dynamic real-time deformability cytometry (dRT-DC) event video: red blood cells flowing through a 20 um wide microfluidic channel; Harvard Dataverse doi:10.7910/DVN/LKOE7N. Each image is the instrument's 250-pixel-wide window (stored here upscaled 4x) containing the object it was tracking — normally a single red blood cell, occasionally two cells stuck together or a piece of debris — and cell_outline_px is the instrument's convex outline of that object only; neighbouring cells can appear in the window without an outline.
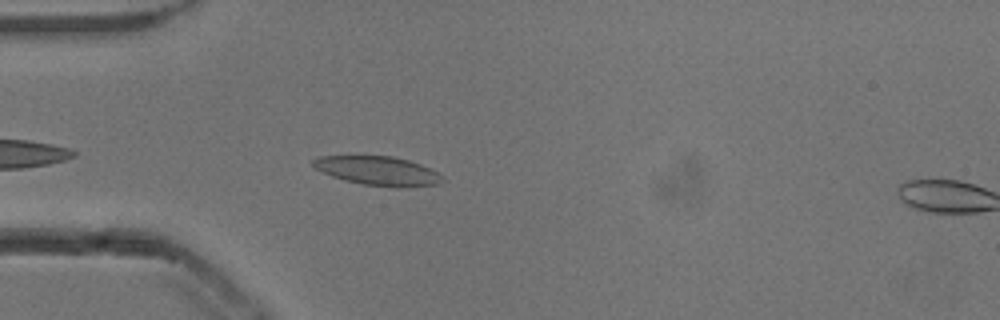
{"species": "common noctule bat (a hibernating species)", "species_latin": "Nyctalus noctula", "temperature_condition": "cold", "stored_images_in_passage": 34, "camera_frame_rate_fps": 3000, "um_per_image_px": 0.085, "animal": {"sex": "male", "body_mass_g": 13.3}, "frame": {"image": 1, "passage_image": 4, "time_ms": 1.0, "image_size_px": [1000, 320], "cell_outline_px": [[444, 180], [436, 184], [404, 188], [396, 188], [364, 184], [344, 180], [332, 176], [316, 168], [312, 164], [312, 160], [320, 156], [392, 156], [408, 160], [420, 164], [436, 172]], "centroid_in_image_um": [32.12, 14.52], "position_along_channel_um": 52.9, "area_um2": 21.62}}
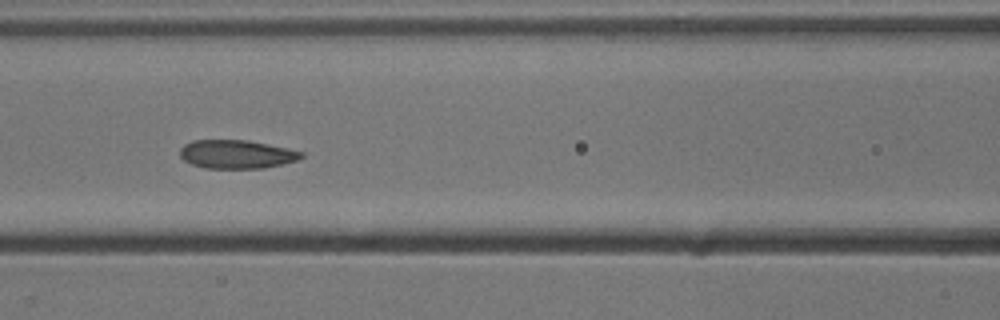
{"frame": {"image": 2, "passage_image": 12, "time_ms": 3.667, "image_size_px": [1000, 320], "cell_outline_px": [[304, 156], [296, 160], [264, 168], [204, 168], [192, 164], [184, 160], [180, 156], [180, 148], [184, 144], [192, 140], [248, 140], [288, 148], [304, 152]], "centroid_in_image_um": [20.09, 13.1], "position_along_channel_um": 146.5, "area_um2": 20.17}}
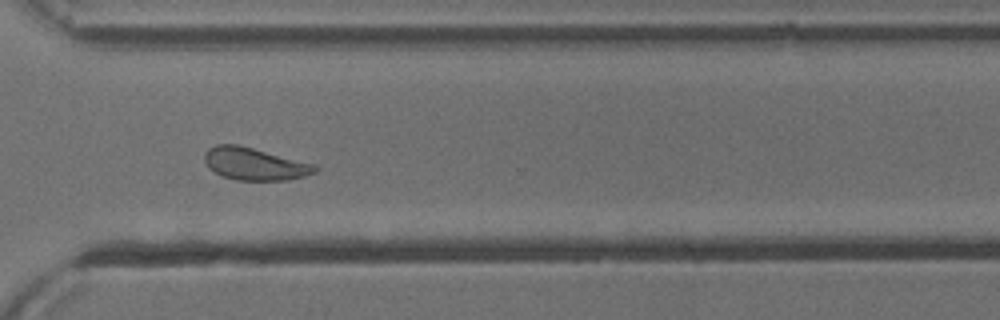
{"frame": {"image": 3, "passage_image": 28, "time_ms": 9.0, "image_size_px": [1000, 320], "cell_outline_px": [[320, 168], [316, 172], [304, 176], [288, 180], [236, 180], [224, 176], [208, 168], [204, 160], [204, 152], [208, 148], [216, 144], [236, 144], [316, 164]], "centroid_in_image_um": [21.65, 13.93], "position_along_channel_um": 349.0, "area_um2": 20.87}, "authors_computed_cell_mechanics": {"area_um2": 20.8658, "velocity_mm_per_s": 3.8013, "shape_relaxation_time_tau1_ms": 5.6494, "shape_relaxation_time_tau2_ms": 1.8634, "deformation_change_tau1": 0.1149, "deformation_change_tau2": 0.0665}}